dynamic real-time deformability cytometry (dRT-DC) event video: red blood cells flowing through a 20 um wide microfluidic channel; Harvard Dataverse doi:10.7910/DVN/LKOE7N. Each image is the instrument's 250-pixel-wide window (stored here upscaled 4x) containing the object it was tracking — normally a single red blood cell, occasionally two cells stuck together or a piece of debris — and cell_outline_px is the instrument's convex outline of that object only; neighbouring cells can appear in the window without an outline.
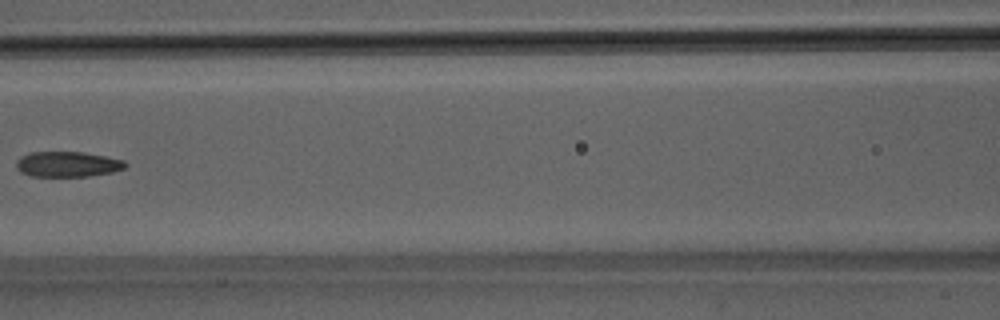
{"species": "Egyptian fruit bat (a non-hibernating species)", "species_latin": "Rousettus aegyptiacus", "temperature_condition": "room temperature", "stored_images_in_passage": 5, "camera_frame_rate_fps": 3000, "um_per_image_px": 0.085, "animal": {"sex": "male"}, "frame": {"image": 1, "passage_image": 5, "time_ms": 1.333, "image_size_px": [1000, 320], "cell_outline_px": [[128, 164], [124, 168], [112, 172], [88, 176], [28, 176], [20, 172], [16, 168], [16, 160], [20, 156], [32, 152], [80, 152], [104, 156], [124, 160]], "centroid_in_image_um": [5.7, 13.96], "position_along_channel_um": 160.9, "area_um2": 16.13}}